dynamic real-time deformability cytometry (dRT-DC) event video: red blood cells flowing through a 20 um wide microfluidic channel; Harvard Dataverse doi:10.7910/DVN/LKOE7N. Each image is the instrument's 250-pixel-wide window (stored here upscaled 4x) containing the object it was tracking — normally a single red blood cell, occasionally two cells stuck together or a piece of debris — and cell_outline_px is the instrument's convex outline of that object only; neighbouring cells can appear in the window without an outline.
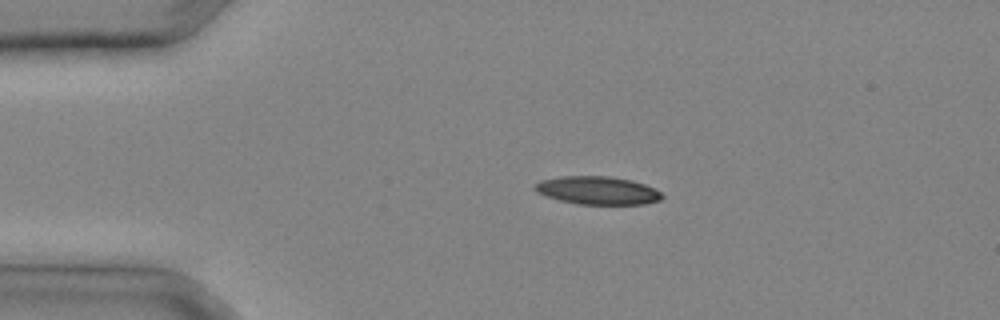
{"species": "common noctule bat (a hibernating species)", "species_latin": "Nyctalus noctula", "temperature_condition": "cold", "stored_images_in_passage": 28, "camera_frame_rate_fps": 3000, "um_per_image_px": 0.085, "animal": {"sex": "male", "body_mass_g": 20.4}, "frame": {"image": 1, "passage_image": 4, "time_ms": 1.0, "image_size_px": [1000, 320], "cell_outline_px": [[664, 196], [660, 200], [644, 204], [576, 204], [560, 200], [536, 192], [532, 188], [540, 180], [560, 176], [608, 176], [632, 180], [644, 184], [660, 192]], "centroid_in_image_um": [50.77, 16.18], "position_along_channel_um": 34.2, "area_um2": 20.75}}
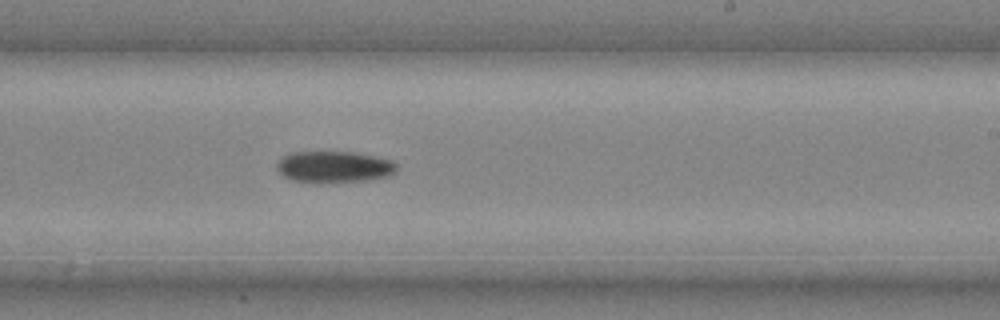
{"frame": {"image": 2, "passage_image": 17, "time_ms": 5.333, "image_size_px": [1000, 320], "cell_outline_px": [[396, 172], [388, 176], [364, 180], [292, 180], [284, 176], [276, 168], [276, 164], [284, 156], [292, 152], [356, 152], [376, 156], [392, 160], [396, 164]], "centroid_in_image_um": [28.43, 14.13], "position_along_channel_um": 260.6, "area_um2": 21.15}}
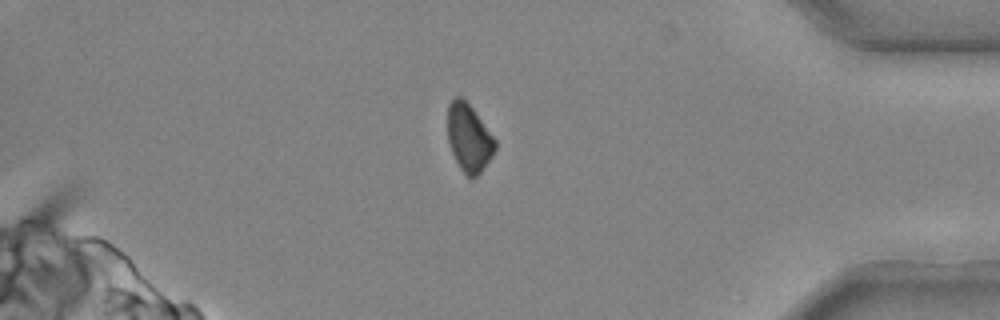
{"frame": {"image": 3, "passage_image": 25, "time_ms": 8.0, "image_size_px": [1000, 320], "cell_outline_px": [[496, 148], [492, 156], [480, 172], [472, 180], [468, 180], [460, 168], [452, 152], [448, 140], [448, 104], [456, 96], [460, 96], [472, 108], [496, 140]], "centroid_in_image_um": [39.85, 11.76], "position_along_channel_um": 395.3, "area_um2": 18.61}}